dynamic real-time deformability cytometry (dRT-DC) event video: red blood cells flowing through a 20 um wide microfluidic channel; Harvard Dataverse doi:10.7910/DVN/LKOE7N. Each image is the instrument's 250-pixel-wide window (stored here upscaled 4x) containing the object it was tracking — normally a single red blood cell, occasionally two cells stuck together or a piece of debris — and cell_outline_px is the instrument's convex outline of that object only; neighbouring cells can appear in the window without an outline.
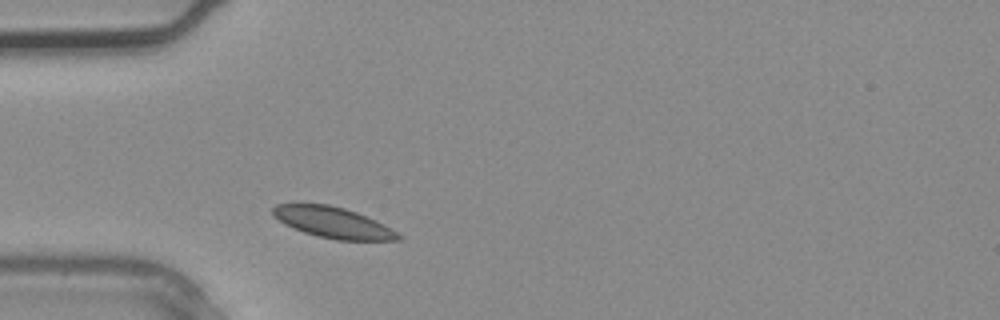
{"species": "common noctule bat (a hibernating species)", "species_latin": "Nyctalus noctula", "temperature_condition": "warm", "stored_images_in_passage": 2, "camera_frame_rate_fps": 3000, "um_per_image_px": 0.085, "animal": {"sex": "male", "body_mass_g": 20.4}, "frame": {"image": 1, "passage_image": 1, "time_ms": 0.0, "image_size_px": [1000, 320], "cell_outline_px": [[404, 236], [400, 240], [336, 240], [316, 236], [304, 232], [284, 224], [272, 216], [272, 208], [276, 204], [296, 200], [300, 200], [328, 204], [344, 208], [356, 212], [376, 220], [384, 224]], "centroid_in_image_um": [28.21, 18.86], "position_along_channel_um": 56.8, "area_um2": 23.47}}